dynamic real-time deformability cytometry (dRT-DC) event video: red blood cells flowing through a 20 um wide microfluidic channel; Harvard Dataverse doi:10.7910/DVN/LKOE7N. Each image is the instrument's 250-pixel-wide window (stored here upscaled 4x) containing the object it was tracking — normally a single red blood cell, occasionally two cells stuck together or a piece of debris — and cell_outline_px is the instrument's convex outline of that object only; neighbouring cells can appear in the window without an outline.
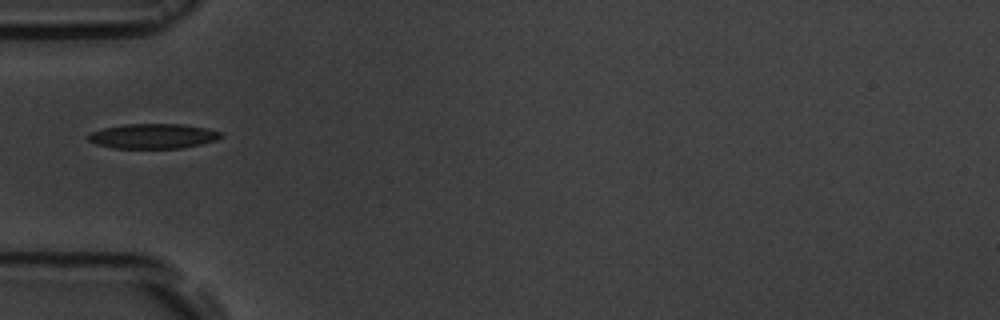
{"species": "common noctule bat (a hibernating species)", "species_latin": "Nyctalus noctula", "temperature_condition": "room temperature", "stored_images_in_passage": 1, "camera_frame_rate_fps": 3000, "um_per_image_px": 0.085, "animal": {"sex": "male", "body_mass_g": 19.5, "forearm_length_mm": 54.6}, "frame": {"image": 1, "passage_image": 1, "time_ms": 0.0, "image_size_px": [1000, 320], "cell_outline_px": [[224, 136], [216, 140], [200, 144], [180, 148], [112, 148], [96, 144], [88, 140], [88, 136], [92, 132], [100, 128], [124, 124], [184, 124], [208, 128], [220, 132]], "centroid_in_image_um": [13.01, 11.56], "position_along_channel_um": 72.0, "area_um2": 19.31}}